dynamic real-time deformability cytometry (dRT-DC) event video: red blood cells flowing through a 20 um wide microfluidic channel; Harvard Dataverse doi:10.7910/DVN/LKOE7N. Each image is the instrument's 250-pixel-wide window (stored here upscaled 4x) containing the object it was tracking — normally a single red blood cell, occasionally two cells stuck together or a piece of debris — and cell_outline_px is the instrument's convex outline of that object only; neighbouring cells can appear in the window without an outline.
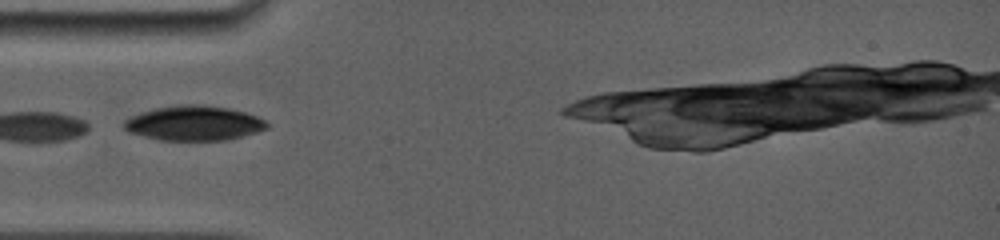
{"species": "common noctule bat (a hibernating species)", "species_latin": "Nyctalus noctula", "temperature_condition": "room temperature", "stored_images_in_passage": 9, "camera_frame_rate_fps": 5000, "um_per_image_px": 0.085, "animal": {"sex": "female", "body_mass_g": 19.0, "forearm_length_mm": 56.7}, "frame": {"image": 1, "passage_image": 1, "time_ms": 0.0, "image_size_px": [1000, 240], "cell_outline_px": [[268, 128], [256, 132], [228, 140], [160, 140], [128, 132], [120, 124], [124, 120], [140, 112], [156, 108], [176, 104], [204, 104], [228, 108], [244, 112], [256, 116], [264, 120], [268, 124]], "centroid_in_image_um": [16.45, 10.46], "position_along_channel_um": 68.6, "area_um2": 29.07}}